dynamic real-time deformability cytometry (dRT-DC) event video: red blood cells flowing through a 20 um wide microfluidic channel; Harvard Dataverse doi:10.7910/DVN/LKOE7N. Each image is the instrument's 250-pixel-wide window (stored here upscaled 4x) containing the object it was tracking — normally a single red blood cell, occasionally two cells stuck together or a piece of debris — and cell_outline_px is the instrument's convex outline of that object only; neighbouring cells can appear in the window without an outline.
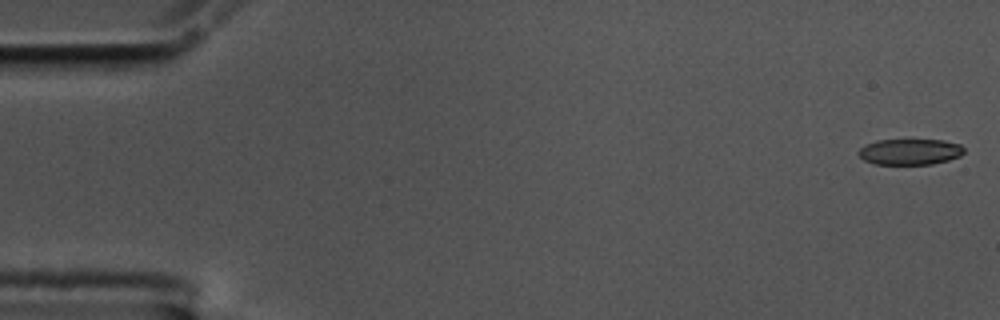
{"species": "common noctule bat (a hibernating species)", "species_latin": "Nyctalus noctula", "temperature_condition": "cold", "stored_images_in_passage": 57, "camera_frame_rate_fps": 3000, "um_per_image_px": 0.085, "animal": {"sex": "male", "body_mass_g": 17.5, "forearm_length_mm": 52.3}, "frame": {"image": 1, "passage_image": 1, "time_ms": 0.0, "image_size_px": [1000, 320], "cell_outline_px": [[964, 152], [960, 156], [948, 160], [932, 164], [872, 164], [864, 160], [856, 152], [864, 144], [876, 140], [944, 140], [960, 144], [964, 148]], "centroid_in_image_um": [77.32, 12.9], "position_along_channel_um": 7.7, "area_um2": 16.07}}
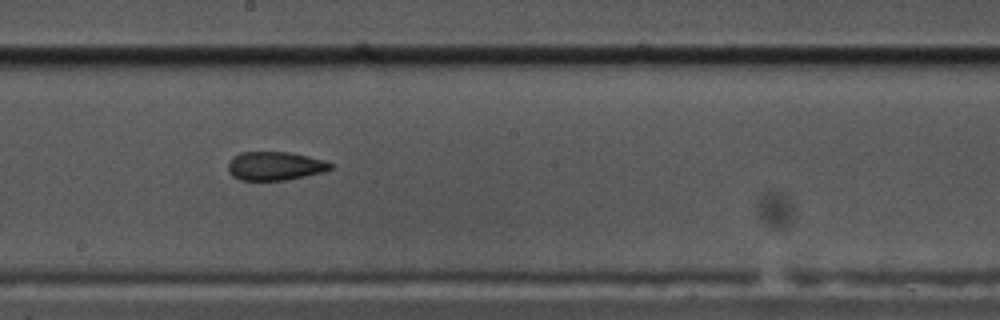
{"frame": {"image": 2, "passage_image": 31, "time_ms": 10.0, "image_size_px": [1000, 320], "cell_outline_px": [[332, 168], [324, 172], [288, 180], [240, 180], [232, 176], [228, 172], [228, 164], [232, 156], [240, 152], [288, 152], [308, 156], [324, 160], [332, 164]], "centroid_in_image_um": [23.36, 14.11], "position_along_channel_um": 224.8, "area_um2": 17.22}}
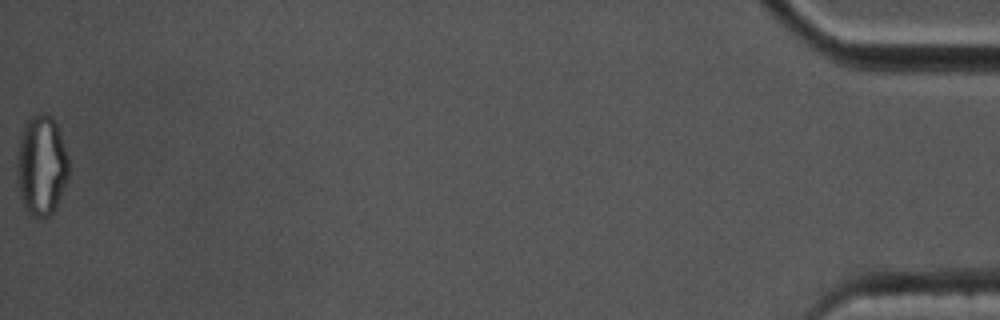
{"frame": {"image": 3, "passage_image": 57, "time_ms": 18.667, "image_size_px": [1000, 320], "cell_outline_px": [[68, 180], [56, 208], [48, 216], [36, 216], [28, 212], [20, 196], [16, 180], [16, 156], [20, 136], [24, 124], [28, 116], [40, 112], [44, 112], [52, 116], [56, 120], [68, 156]], "centroid_in_image_um": [3.51, 13.99], "position_along_channel_um": 431.7, "area_um2": 30.87}, "authors_computed_cell_mechanics": {"area_um2": 17.918, "velocity_mm_per_s": 3.5399, "shape_relaxation_time_tau1_ms": null, "shape_relaxation_time_tau2_ms": 4.2492, "deformation_change_tau1": null, "deformation_change_tau2": 0.1249}}